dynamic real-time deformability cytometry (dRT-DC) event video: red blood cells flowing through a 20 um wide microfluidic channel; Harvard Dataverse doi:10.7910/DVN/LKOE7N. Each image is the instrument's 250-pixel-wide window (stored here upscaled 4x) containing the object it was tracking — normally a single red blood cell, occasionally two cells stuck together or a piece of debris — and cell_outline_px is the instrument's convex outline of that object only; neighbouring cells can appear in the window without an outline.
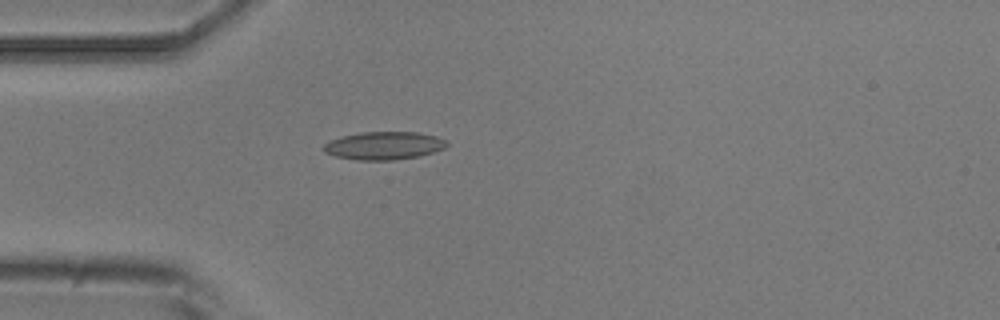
{"species": "common noctule bat (a hibernating species)", "species_latin": "Nyctalus noctula", "temperature_condition": "room temperature", "stored_images_in_passage": 5, "camera_frame_rate_fps": 3000, "um_per_image_px": 0.085, "animal": {"sex": "male", "body_mass_g": 20.5, "forearm_length_mm": 52.5}, "frame": {"image": 1, "passage_image": 5, "time_ms": 4.667, "image_size_px": [1000, 320], "cell_outline_px": [[448, 144], [444, 148], [420, 156], [396, 160], [356, 160], [336, 156], [324, 152], [324, 144], [328, 140], [360, 132], [416, 132], [436, 136], [448, 140]], "centroid_in_image_um": [32.65, 12.38], "position_along_channel_um": 52.4, "area_um2": 20.11}}